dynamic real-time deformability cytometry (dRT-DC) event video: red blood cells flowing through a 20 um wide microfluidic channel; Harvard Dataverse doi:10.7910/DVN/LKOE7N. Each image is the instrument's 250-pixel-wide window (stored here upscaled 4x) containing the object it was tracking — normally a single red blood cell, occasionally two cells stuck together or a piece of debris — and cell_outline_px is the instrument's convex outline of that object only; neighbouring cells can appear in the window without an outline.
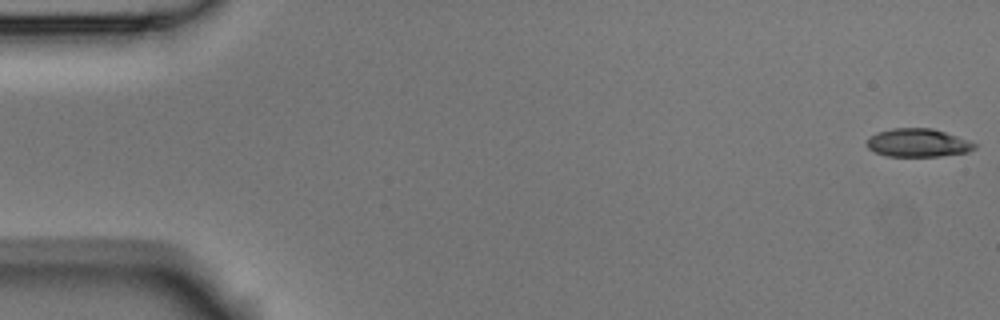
{"species": "Egyptian fruit bat (a non-hibernating species)", "species_latin": "Rousettus aegyptiacus", "temperature_condition": "room temperature", "stored_images_in_passage": 5, "camera_frame_rate_fps": 3000, "um_per_image_px": 0.085, "animal": {"sex": "male"}, "frame": {"image": 1, "passage_image": 1, "time_ms": 0.0, "image_size_px": [1000, 320], "cell_outline_px": [[976, 148], [968, 152], [940, 156], [888, 156], [876, 152], [868, 148], [868, 136], [876, 132], [892, 128], [932, 128], [968, 140], [976, 144]], "centroid_in_image_um": [78.01, 12.13], "position_along_channel_um": 7.0, "area_um2": 17.63}}
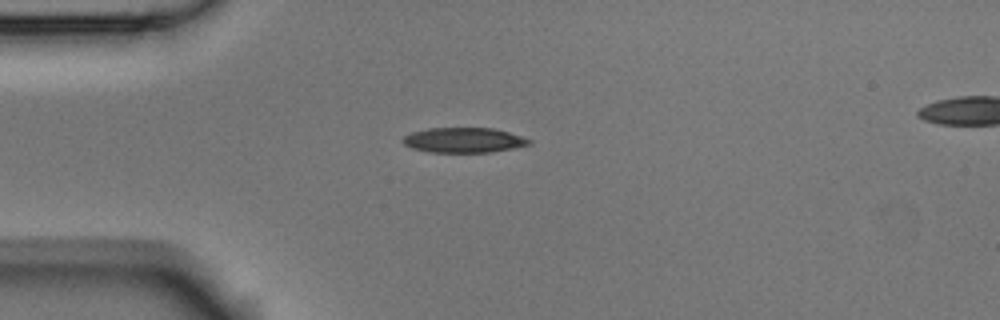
{"frame": {"image": 2, "passage_image": 4, "time_ms": 1.0, "image_size_px": [1000, 320], "cell_outline_px": [[532, 144], [492, 152], [428, 152], [412, 148], [404, 144], [400, 140], [404, 136], [412, 132], [428, 128], [492, 128], [508, 132], [532, 140]], "centroid_in_image_um": [39.39, 11.91], "position_along_channel_um": 45.6, "area_um2": 18.38}}